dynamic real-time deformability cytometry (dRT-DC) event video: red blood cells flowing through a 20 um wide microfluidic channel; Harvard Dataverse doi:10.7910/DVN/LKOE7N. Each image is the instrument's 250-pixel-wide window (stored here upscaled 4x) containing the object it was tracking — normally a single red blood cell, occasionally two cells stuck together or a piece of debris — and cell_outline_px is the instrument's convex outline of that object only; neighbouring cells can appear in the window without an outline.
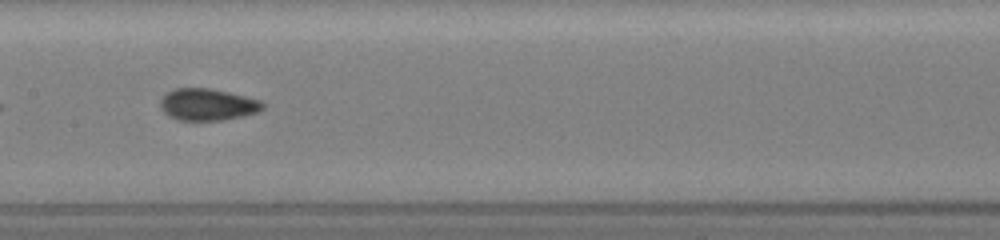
{"species": "common noctule bat (a hibernating species)", "species_latin": "Nyctalus noctula", "temperature_condition": "room temperature", "stored_images_in_passage": 38, "camera_frame_rate_fps": 3000, "um_per_image_px": 0.085, "animal": {"sex": "female", "body_mass_g": 19.5, "forearm_length_mm": 54.1}, "frame": {"image": 1, "passage_image": 17, "time_ms": 5.333, "image_size_px": [1000, 240], "cell_outline_px": [[264, 108], [256, 112], [244, 116], [220, 120], [176, 120], [168, 116], [160, 108], [160, 100], [168, 92], [176, 88], [212, 88], [260, 100], [264, 104]], "centroid_in_image_um": [17.62, 8.89], "position_along_channel_um": 189.8, "area_um2": 18.96}, "authors_computed_cell_mechanics": {"area_um2": 18.4382, "velocity_mm_per_s": 3.9726, "shape_relaxation_time_tau1_ms": 5.356, "shape_relaxation_time_tau2_ms": 1.1571, "deformation_change_tau1": 0.1195, "deformation_change_tau2": 0.0507}}